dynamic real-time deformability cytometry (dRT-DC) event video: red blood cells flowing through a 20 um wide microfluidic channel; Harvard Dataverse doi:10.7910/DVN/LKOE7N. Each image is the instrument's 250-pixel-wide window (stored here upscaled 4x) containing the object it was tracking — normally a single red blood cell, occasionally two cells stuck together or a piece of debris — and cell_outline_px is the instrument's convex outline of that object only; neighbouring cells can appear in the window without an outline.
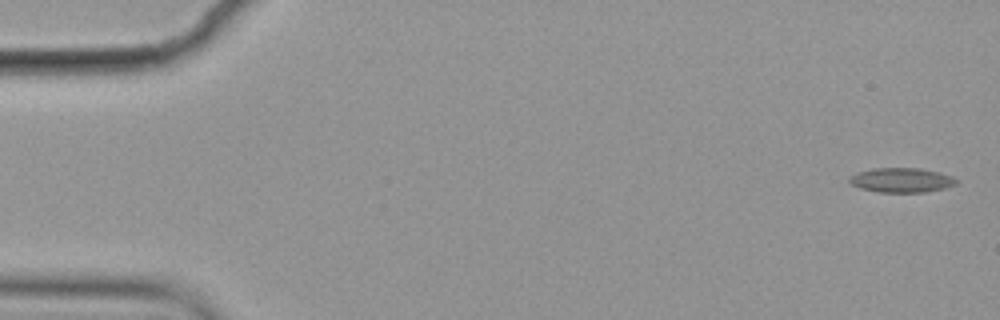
{"species": "common noctule bat (a hibernating species)", "species_latin": "Nyctalus noctula", "temperature_condition": "cold", "stored_images_in_passage": 5, "camera_frame_rate_fps": 3000, "um_per_image_px": 0.085, "animal": {"sex": "female", "body_mass_g": 19.9}, "frame": {"image": 1, "passage_image": 1, "time_ms": 0.0, "image_size_px": [1000, 320], "cell_outline_px": [[960, 180], [956, 184], [944, 188], [924, 192], [880, 192], [860, 188], [852, 184], [848, 180], [848, 176], [856, 172], [872, 168], [920, 168], [940, 172], [952, 176]], "centroid_in_image_um": [76.62, 15.3], "position_along_channel_um": 8.4, "area_um2": 15.43}}
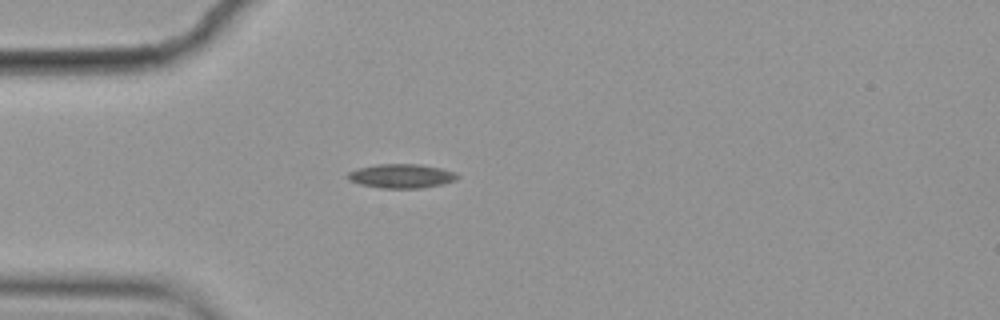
{"frame": {"image": 2, "passage_image": 5, "time_ms": 1.333, "image_size_px": [1000, 320], "cell_outline_px": [[460, 176], [456, 180], [440, 184], [420, 188], [380, 188], [360, 184], [348, 180], [344, 176], [348, 172], [356, 168], [376, 164], [420, 164], [440, 168], [456, 172]], "centroid_in_image_um": [34.07, 14.95], "position_along_channel_um": 50.9, "area_um2": 15.55}}